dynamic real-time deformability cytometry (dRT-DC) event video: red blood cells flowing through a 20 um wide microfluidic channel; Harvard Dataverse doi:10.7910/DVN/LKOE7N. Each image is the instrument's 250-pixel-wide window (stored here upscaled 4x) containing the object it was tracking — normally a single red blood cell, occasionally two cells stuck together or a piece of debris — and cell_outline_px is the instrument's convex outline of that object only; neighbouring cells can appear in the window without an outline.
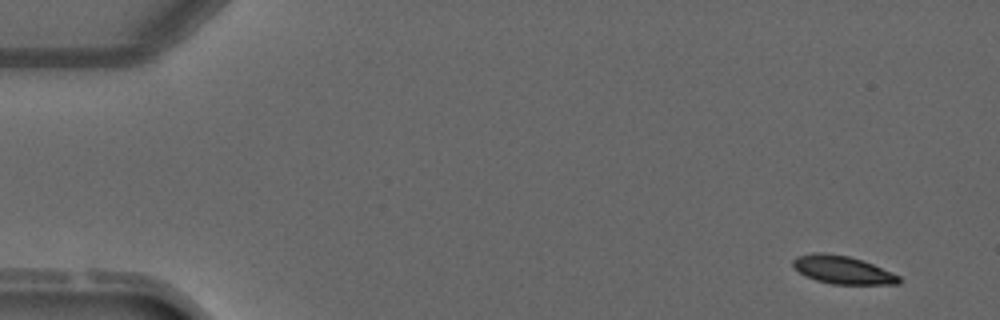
{"species": "common noctule bat (a hibernating species)", "species_latin": "Nyctalus noctula", "temperature_condition": "warm", "stored_images_in_passage": 4, "camera_frame_rate_fps": 3000, "um_per_image_px": 0.085, "animal": {"sex": "male", "forearm_length_mm": 52.5}, "frame": {"image": 1, "passage_image": 1, "time_ms": 0.0, "image_size_px": [1000, 320], "cell_outline_px": [[900, 284], [832, 284], [816, 280], [800, 272], [792, 264], [792, 260], [796, 256], [812, 252], [824, 252], [848, 256], [864, 260], [900, 276]], "centroid_in_image_um": [71.62, 22.92], "position_along_channel_um": 13.4, "area_um2": 17.28}}
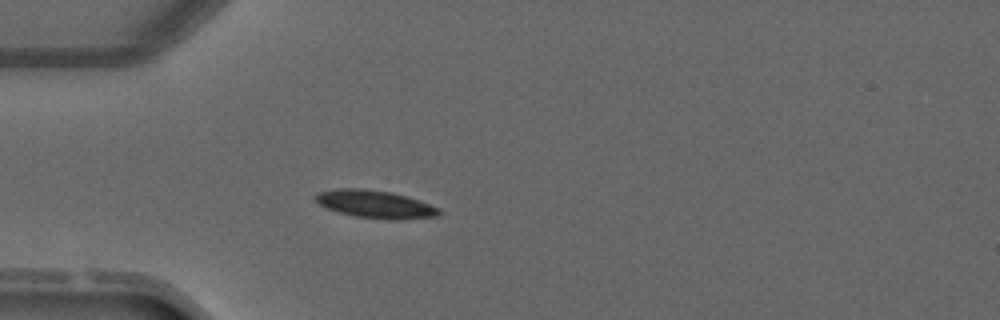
{"frame": {"image": 2, "passage_image": 4, "time_ms": 3.333, "image_size_px": [1000, 320], "cell_outline_px": [[440, 216], [396, 220], [388, 220], [356, 216], [340, 212], [328, 208], [320, 204], [316, 200], [316, 196], [320, 192], [340, 188], [364, 188], [392, 192], [408, 196], [440, 208]], "centroid_in_image_um": [31.96, 17.36], "position_along_channel_um": 53.0, "area_um2": 19.88}}